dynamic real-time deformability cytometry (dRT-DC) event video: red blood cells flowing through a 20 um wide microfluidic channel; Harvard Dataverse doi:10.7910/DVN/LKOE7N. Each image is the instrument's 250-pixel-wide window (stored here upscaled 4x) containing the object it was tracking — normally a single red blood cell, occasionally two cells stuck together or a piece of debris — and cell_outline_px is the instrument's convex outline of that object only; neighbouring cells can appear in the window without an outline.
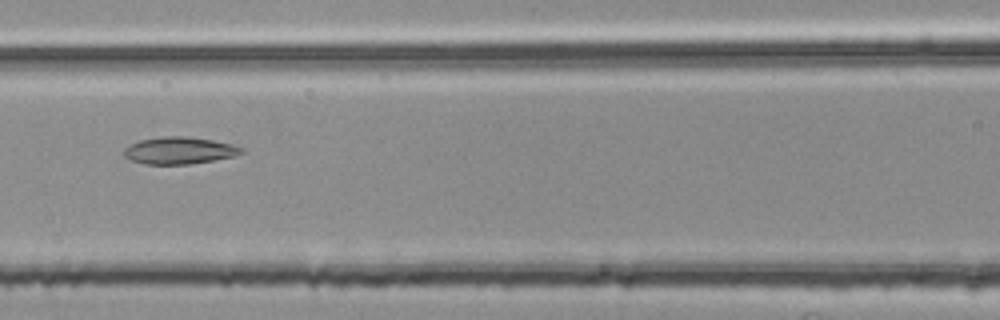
{"species": "common noctule bat (a hibernating species)", "species_latin": "Nyctalus noctula", "temperature_condition": "room temperature", "stored_images_in_passage": 6, "camera_frame_rate_fps": 3000, "um_per_image_px": 0.085, "animal": {"sex": "female", "body_mass_g": 25.1}, "frame": {"image": 1, "passage_image": 5, "time_ms": 1.333, "image_size_px": [1000, 320], "cell_outline_px": [[244, 152], [236, 156], [188, 164], [144, 164], [132, 160], [124, 156], [124, 148], [140, 140], [164, 136], [184, 136], [212, 140], [232, 144], [244, 148]], "centroid_in_image_um": [15.26, 12.79], "position_along_channel_um": 151.3, "area_um2": 18.38}}
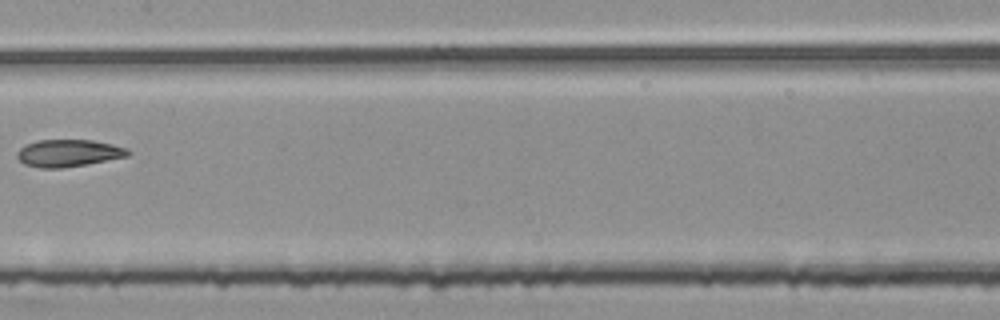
{"frame": {"image": 2, "passage_image": 6, "time_ms": 1.667, "image_size_px": [1000, 320], "cell_outline_px": [[132, 152], [128, 156], [84, 164], [60, 168], [40, 168], [24, 164], [16, 156], [16, 152], [20, 148], [28, 144], [40, 140], [92, 140], [112, 144], [128, 148]], "centroid_in_image_um": [5.82, 13.01], "position_along_channel_um": 201.6, "area_um2": 17.4}}